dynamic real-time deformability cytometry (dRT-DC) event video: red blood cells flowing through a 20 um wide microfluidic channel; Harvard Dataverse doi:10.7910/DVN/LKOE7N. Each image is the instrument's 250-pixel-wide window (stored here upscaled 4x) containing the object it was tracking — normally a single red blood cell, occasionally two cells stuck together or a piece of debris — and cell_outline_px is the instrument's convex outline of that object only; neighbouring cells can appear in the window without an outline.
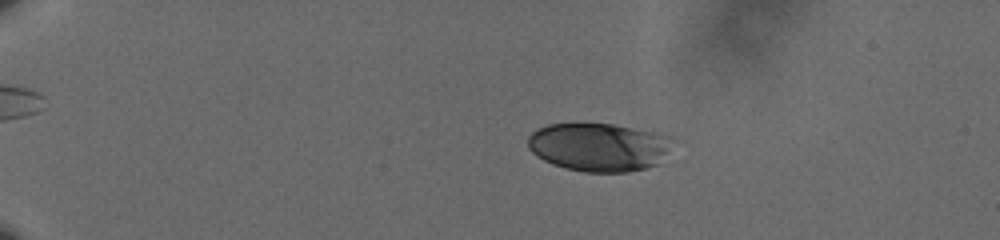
{"species": "human", "species_latin": "Homo sapiens", "temperature_condition": "cold", "stored_images_in_passage": 13, "camera_frame_rate_fps": 3000, "um_per_image_px": 0.085, "donor": {"sex": "male"}, "frame": {"image": 1, "passage_image": 5, "time_ms": 1.333, "image_size_px": [1000, 240], "cell_outline_px": [[676, 140], [656, 164], [644, 168], [628, 172], [584, 172], [564, 168], [552, 164], [544, 160], [532, 152], [528, 148], [528, 136], [536, 128], [548, 124], [584, 120], [612, 124], [672, 136]], "centroid_in_image_um": [50.84, 12.45], "position_along_channel_um": 34.2, "area_um2": 41.56}}